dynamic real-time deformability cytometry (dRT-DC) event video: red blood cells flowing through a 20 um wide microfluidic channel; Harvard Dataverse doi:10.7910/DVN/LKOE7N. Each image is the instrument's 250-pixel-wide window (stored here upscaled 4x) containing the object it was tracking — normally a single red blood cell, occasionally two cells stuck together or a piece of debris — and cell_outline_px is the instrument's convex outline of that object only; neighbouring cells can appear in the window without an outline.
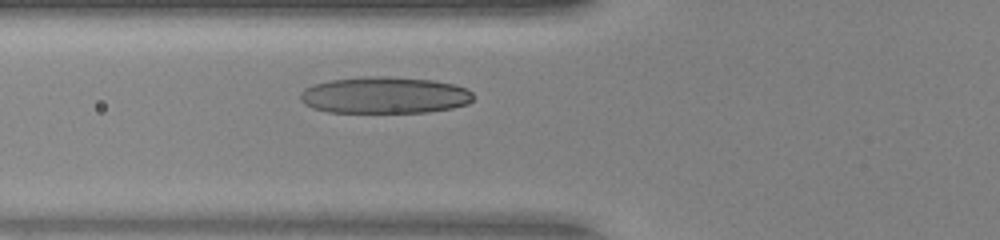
{"species": "human", "species_latin": "Homo sapiens", "temperature_condition": "warm", "stored_images_in_passage": 34, "camera_frame_rate_fps": 3000, "um_per_image_px": 0.085, "donor": {"sex": "female"}, "frame": {"image": 1, "passage_image": 10, "time_ms": 3.0, "image_size_px": [1000, 240], "cell_outline_px": [[472, 100], [468, 104], [452, 108], [428, 112], [328, 112], [312, 108], [304, 104], [300, 100], [300, 92], [304, 88], [312, 84], [332, 80], [368, 76], [388, 76], [432, 80], [456, 84], [468, 88], [472, 92]], "centroid_in_image_um": [32.69, 8.09], "position_along_channel_um": 93.1, "area_um2": 37.22}}
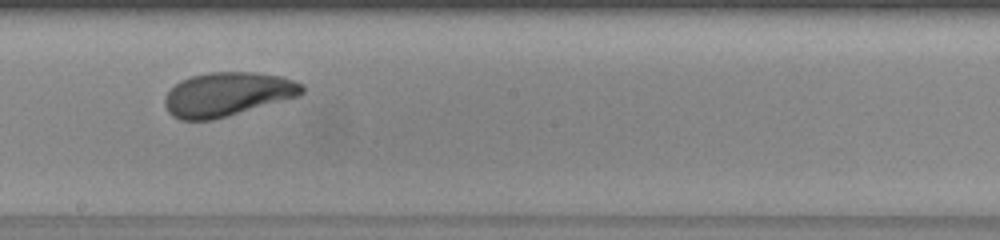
{"frame": {"image": 2, "passage_image": 20, "time_ms": 6.333, "image_size_px": [1000, 240], "cell_outline_px": [[304, 92], [300, 96], [228, 116], [212, 120], [180, 120], [172, 116], [168, 112], [164, 104], [164, 96], [180, 80], [192, 76], [208, 72], [256, 72], [280, 76], [304, 84]], "centroid_in_image_um": [19.33, 8.01], "position_along_channel_um": 228.9, "area_um2": 35.32}, "authors_computed_cell_mechanics": {"area_um2": 35.0846, "velocity_mm_per_s": 4.0752, "shape_relaxation_time_tau1_ms": 2.5442, "shape_relaxation_time_tau2_ms": 1.7174, "deformation_change_tau1": 0.1432, "deformation_change_tau2": 0.0899}}